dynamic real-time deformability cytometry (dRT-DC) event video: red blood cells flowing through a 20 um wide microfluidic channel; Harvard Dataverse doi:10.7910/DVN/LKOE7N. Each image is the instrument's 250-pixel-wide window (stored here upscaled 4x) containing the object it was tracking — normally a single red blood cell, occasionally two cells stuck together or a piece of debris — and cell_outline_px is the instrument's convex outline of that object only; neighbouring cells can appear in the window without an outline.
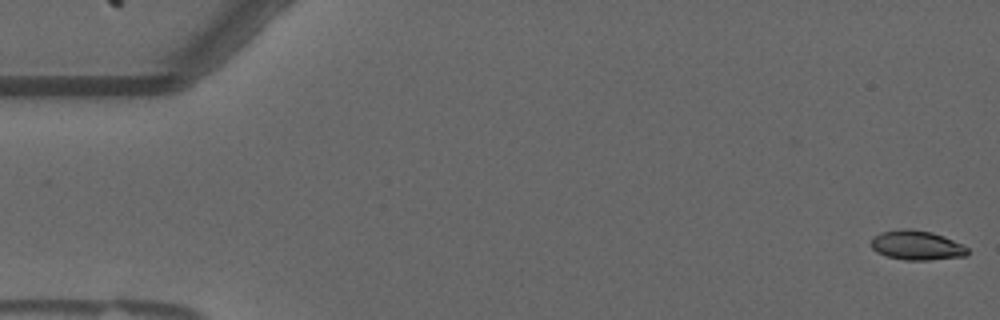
{"species": "common noctule bat (a hibernating species)", "species_latin": "Nyctalus noctula", "temperature_condition": "warm", "stored_images_in_passage": 56, "camera_frame_rate_fps": 3000, "um_per_image_px": 0.085, "animal": {"sex": "male", "forearm_length_mm": 52.5}, "frame": {"image": 1, "passage_image": 1, "time_ms": 0.0, "image_size_px": [1000, 320], "cell_outline_px": [[968, 256], [928, 260], [904, 260], [888, 256], [876, 252], [868, 244], [872, 236], [880, 232], [904, 228], [908, 228], [932, 232], [944, 236], [968, 248]], "centroid_in_image_um": [77.87, 20.84], "position_along_channel_um": 7.1, "area_um2": 16.76}}
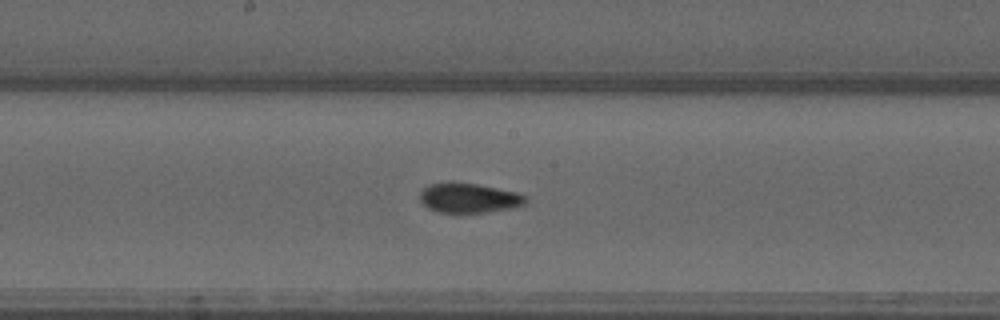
{"frame": {"image": 2, "passage_image": 29, "time_ms": 9.333, "image_size_px": [1000, 320], "cell_outline_px": [[528, 200], [524, 204], [516, 208], [460, 216], [436, 212], [428, 208], [420, 200], [420, 192], [428, 184], [452, 180], [476, 184], [516, 192], [524, 196]], "centroid_in_image_um": [39.81, 16.86], "position_along_channel_um": 208.4, "area_um2": 19.31}}
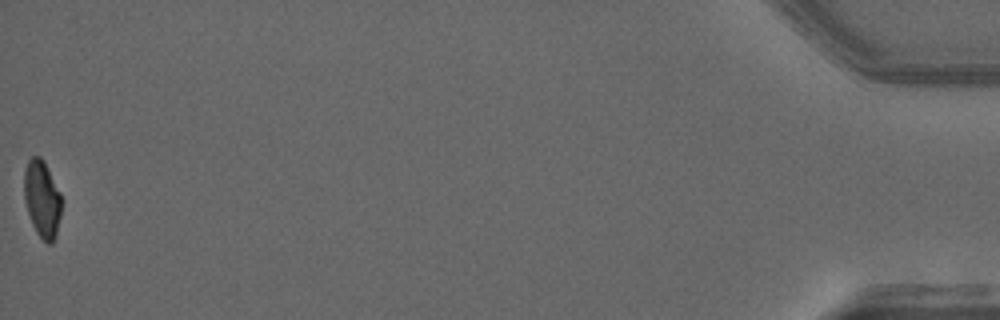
{"frame": {"image": 3, "passage_image": 56, "time_ms": 18.333, "image_size_px": [1000, 320], "cell_outline_px": [[60, 216], [56, 236], [52, 244], [48, 244], [36, 232], [32, 224], [24, 200], [24, 168], [28, 160], [32, 156], [40, 156], [44, 160], [60, 192]], "centroid_in_image_um": [3.56, 16.89], "position_along_channel_um": 431.6, "area_um2": 16.76}, "authors_computed_cell_mechanics": {"area_um2": 17.7446, "velocity_mm_per_s": 3.6609, "shape_relaxation_time_tau1_ms": 4.0918, "shape_relaxation_time_tau2_ms": 0.782, "deformation_change_tau1": 0.1512, "deformation_change_tau2": 0.0442}}